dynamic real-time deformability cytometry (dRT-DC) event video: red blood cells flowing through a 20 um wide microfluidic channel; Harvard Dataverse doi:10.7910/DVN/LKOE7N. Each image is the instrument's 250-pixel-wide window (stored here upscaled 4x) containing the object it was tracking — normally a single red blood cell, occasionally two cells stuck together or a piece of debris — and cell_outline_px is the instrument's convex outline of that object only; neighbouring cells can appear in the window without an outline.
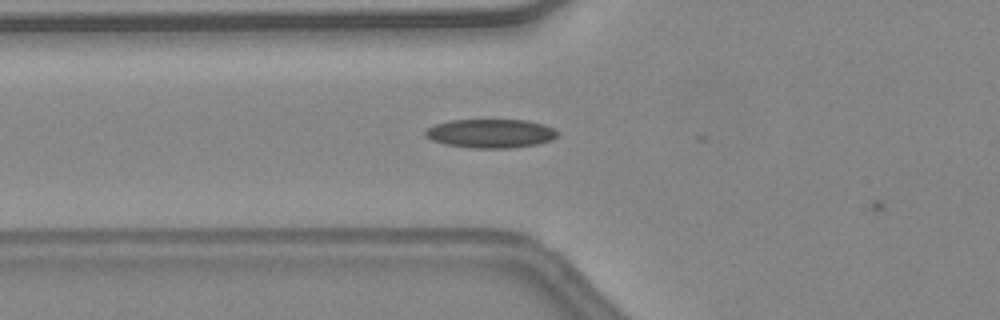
{"species": "common noctule bat (a hibernating species)", "species_latin": "Nyctalus noctula", "temperature_condition": "warm", "stored_images_in_passage": 6, "camera_frame_rate_fps": 3000, "um_per_image_px": 0.085, "animal": {"sex": "female", "body_mass_g": 24.6, "forearm_length_mm": 56.2}, "frame": {"image": 1, "passage_image": 5, "time_ms": 1.333, "image_size_px": [1000, 320], "cell_outline_px": [[560, 132], [552, 140], [536, 144], [508, 148], [476, 148], [448, 144], [432, 140], [424, 136], [424, 132], [428, 128], [436, 124], [452, 120], [528, 120], [544, 124], [556, 128]], "centroid_in_image_um": [41.76, 11.33], "position_along_channel_um": 84.0, "area_um2": 22.14}}